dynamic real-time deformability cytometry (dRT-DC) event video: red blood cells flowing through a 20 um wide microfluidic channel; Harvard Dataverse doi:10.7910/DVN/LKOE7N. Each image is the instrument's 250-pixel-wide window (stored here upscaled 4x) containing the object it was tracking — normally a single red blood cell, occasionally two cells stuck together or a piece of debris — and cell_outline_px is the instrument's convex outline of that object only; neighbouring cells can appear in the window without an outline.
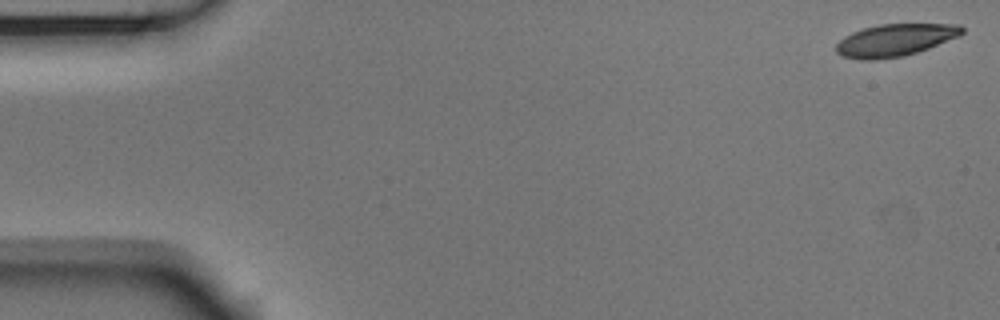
{"species": "Egyptian fruit bat (a non-hibernating species)", "species_latin": "Rousettus aegyptiacus", "temperature_condition": "room temperature", "stored_images_in_passage": 54, "camera_frame_rate_fps": 3000, "um_per_image_px": 0.085, "animal": {"sex": "male"}, "frame": {"image": 1, "passage_image": 1, "time_ms": 0.0, "image_size_px": [1000, 320], "cell_outline_px": [[964, 32], [960, 36], [928, 48], [904, 56], [876, 60], [860, 60], [840, 56], [836, 52], [836, 44], [844, 36], [852, 32], [864, 28], [880, 24], [960, 24], [964, 28]], "centroid_in_image_um": [76.06, 3.41], "position_along_channel_um": 8.9, "area_um2": 23.81}}
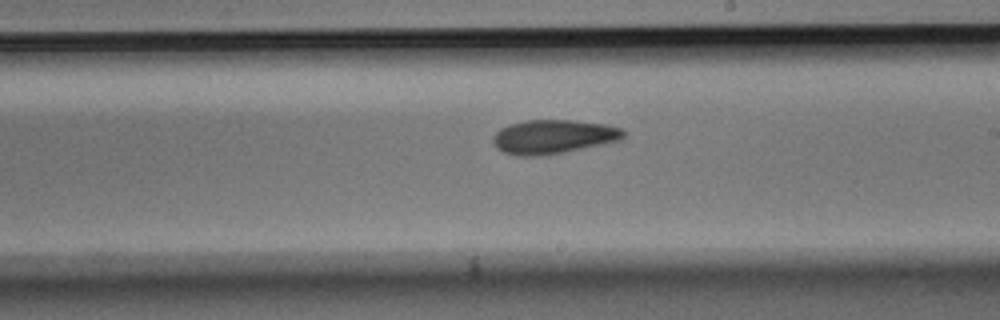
{"frame": {"image": 2, "passage_image": 31, "time_ms": 10.0, "image_size_px": [1000, 320], "cell_outline_px": [[624, 136], [620, 140], [564, 152], [540, 156], [516, 156], [504, 152], [496, 148], [492, 140], [492, 136], [500, 128], [512, 124], [528, 120], [576, 120], [604, 124], [620, 128], [624, 132]], "centroid_in_image_um": [46.99, 11.62], "position_along_channel_um": 242.0, "area_um2": 25.72}}
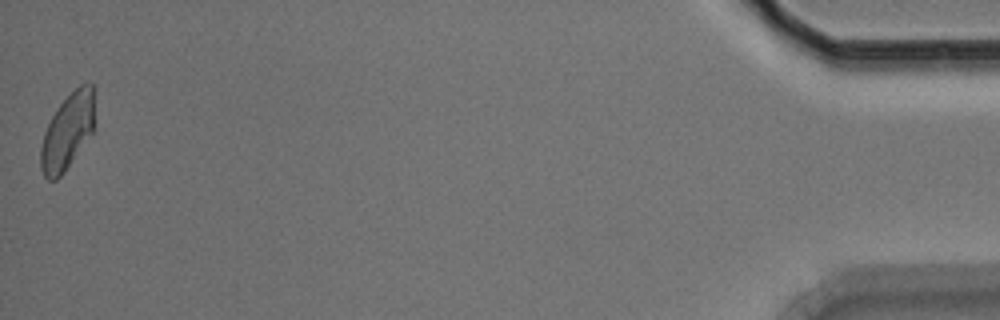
{"frame": {"image": 3, "passage_image": 54, "time_ms": 17.667, "image_size_px": [1000, 320], "cell_outline_px": [[96, 88], [92, 132], [64, 172], [56, 180], [48, 180], [44, 176], [40, 168], [40, 148], [44, 132], [52, 116], [60, 104], [80, 84], [88, 80]], "centroid_in_image_um": [5.75, 11.13], "position_along_channel_um": 429.4, "area_um2": 23.87}, "authors_computed_cell_mechanics": {"area_um2": 24.854, "velocity_mm_per_s": 3.6791, "shape_relaxation_time_tau1_ms": 5.5311, "shape_relaxation_time_tau2_ms": 6.0354, "deformation_change_tau1": 0.1241, "deformation_change_tau2": 0.1215}}